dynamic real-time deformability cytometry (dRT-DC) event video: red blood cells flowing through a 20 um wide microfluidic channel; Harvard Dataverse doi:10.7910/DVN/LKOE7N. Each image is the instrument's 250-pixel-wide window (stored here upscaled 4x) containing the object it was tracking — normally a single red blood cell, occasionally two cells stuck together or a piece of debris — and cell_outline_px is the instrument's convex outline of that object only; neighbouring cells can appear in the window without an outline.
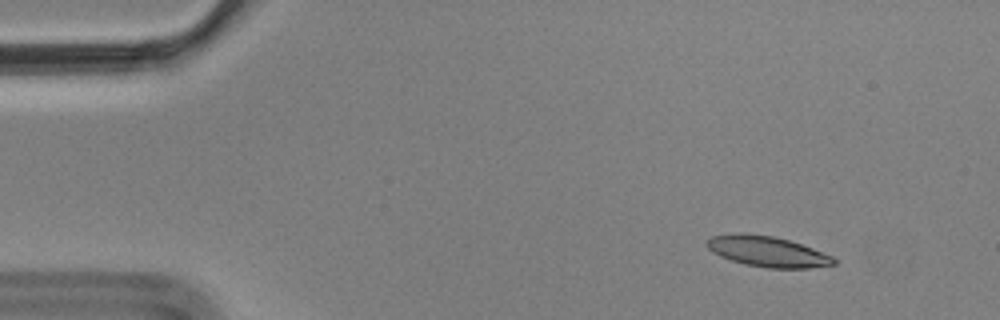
{"species": "Egyptian fruit bat (a non-hibernating species)", "species_latin": "Rousettus aegyptiacus", "temperature_condition": "cold", "stored_images_in_passage": 4, "camera_frame_rate_fps": 3000, "um_per_image_px": 0.085, "animal": {"sex": "male"}, "frame": {"image": 1, "passage_image": 1, "time_ms": 0.0, "image_size_px": [1000, 320], "cell_outline_px": [[836, 264], [808, 268], [768, 268], [744, 264], [720, 256], [712, 252], [704, 244], [712, 236], [740, 232], [772, 236], [788, 240], [812, 248], [832, 256], [836, 260]], "centroid_in_image_um": [65.2, 21.37], "position_along_channel_um": 19.8, "area_um2": 22.48}}